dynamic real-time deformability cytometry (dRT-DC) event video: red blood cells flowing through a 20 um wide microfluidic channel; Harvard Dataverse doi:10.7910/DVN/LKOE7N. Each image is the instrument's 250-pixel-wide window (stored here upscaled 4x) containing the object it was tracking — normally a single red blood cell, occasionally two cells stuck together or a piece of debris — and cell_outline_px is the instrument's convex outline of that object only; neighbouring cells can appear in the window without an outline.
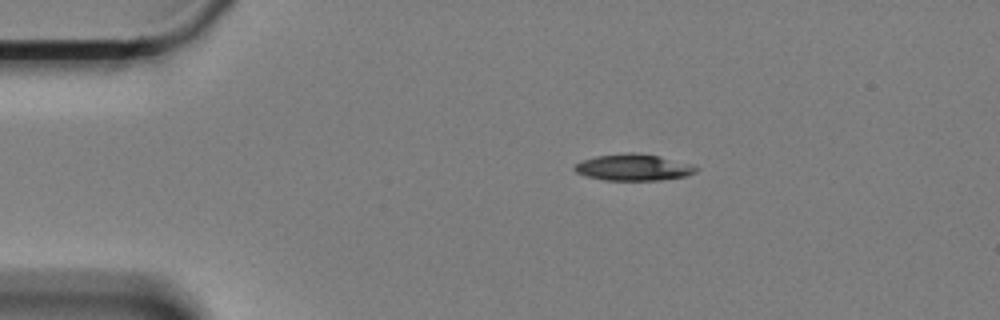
{"species": "Egyptian fruit bat (a non-hibernating species)", "species_latin": "Rousettus aegyptiacus", "temperature_condition": "cold", "stored_images_in_passage": 50, "camera_frame_rate_fps": 3000, "um_per_image_px": 0.085, "animal": {"sex": "female"}, "frame": {"image": 1, "passage_image": 1, "time_ms": 0.0, "image_size_px": [1000, 320], "cell_outline_px": [[700, 168], [696, 172], [684, 176], [660, 180], [604, 180], [584, 176], [576, 172], [572, 168], [576, 164], [584, 160], [596, 156], [632, 152], [636, 152], [660, 156], [692, 164]], "centroid_in_image_um": [53.85, 14.23], "position_along_channel_um": 31.1, "area_um2": 18.79}}
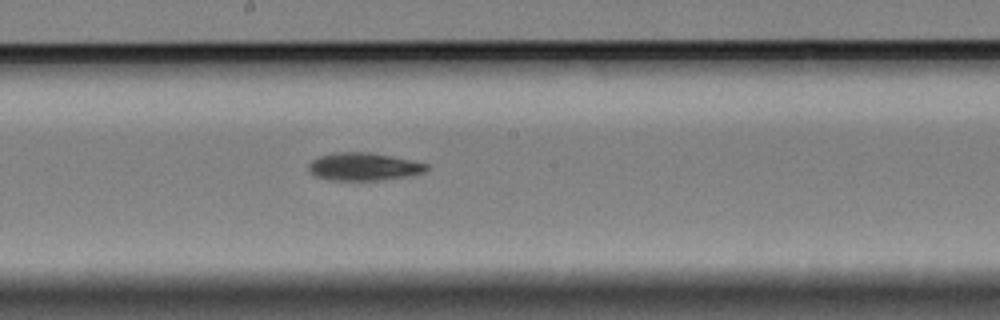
{"frame": {"image": 2, "passage_image": 22, "time_ms": 7.0, "image_size_px": [1000, 320], "cell_outline_px": [[428, 168], [424, 172], [408, 176], [376, 180], [332, 180], [316, 176], [308, 168], [308, 164], [312, 160], [320, 156], [336, 152], [368, 152], [392, 156], [428, 164]], "centroid_in_image_um": [30.91, 14.16], "position_along_channel_um": 217.3, "area_um2": 18.84}}
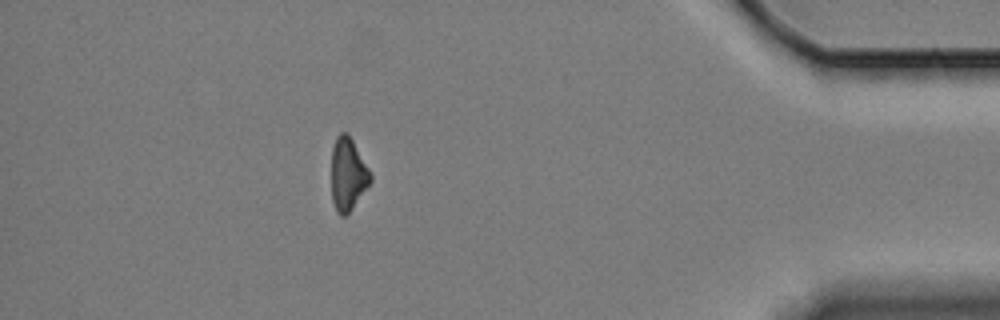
{"frame": {"image": 3, "passage_image": 43, "time_ms": 14.0, "image_size_px": [1000, 320], "cell_outline_px": [[372, 180], [352, 208], [344, 216], [340, 216], [336, 212], [332, 200], [332, 148], [336, 136], [340, 132], [348, 132], [368, 168], [372, 176]], "centroid_in_image_um": [29.55, 14.79], "position_along_channel_um": 405.6, "area_um2": 16.42}, "authors_computed_cell_mechanics": {"area_um2": 18.5249, "velocity_mm_per_s": 3.3338, "shape_relaxation_time_tau1_ms": 6.7165, "shape_relaxation_time_tau2_ms": null, "deformation_change_tau1": 0.1367, "deformation_change_tau2": null}}